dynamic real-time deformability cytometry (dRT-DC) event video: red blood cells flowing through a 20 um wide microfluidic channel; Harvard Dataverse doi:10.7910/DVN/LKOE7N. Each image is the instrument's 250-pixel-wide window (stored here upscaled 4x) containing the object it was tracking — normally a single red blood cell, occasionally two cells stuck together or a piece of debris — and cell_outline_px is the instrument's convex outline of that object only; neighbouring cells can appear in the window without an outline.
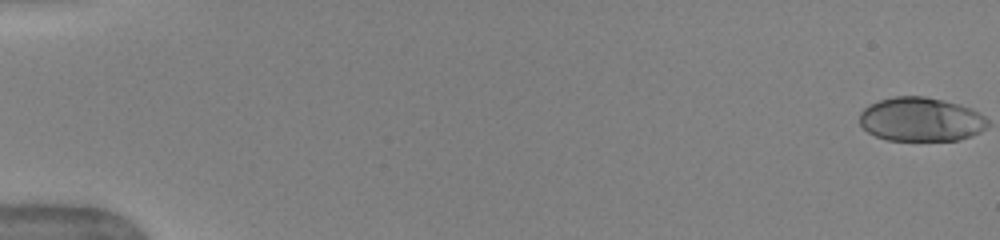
{"species": "human", "species_latin": "Homo sapiens", "temperature_condition": "warm", "stored_images_in_passage": 52, "camera_frame_rate_fps": 3000, "um_per_image_px": 0.085, "donor": {"sex": "female"}, "frame": {"image": 1, "passage_image": 1, "time_ms": 0.0, "image_size_px": [1000, 240], "cell_outline_px": [[968, 132], [964, 136], [952, 140], [892, 140], [880, 136], [864, 128], [860, 120], [860, 116], [872, 104], [884, 100], [904, 96], [916, 96], [936, 100], [948, 104]], "centroid_in_image_um": [77.6, 10.18], "position_along_channel_um": 7.4, "area_um2": 26.41}}
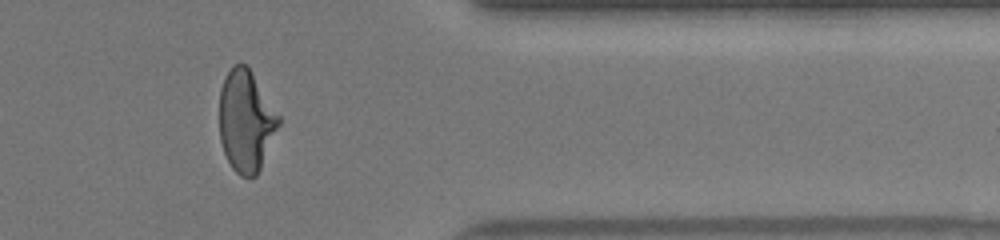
{"frame": {"image": 2, "passage_image": 44, "time_ms": 14.333, "image_size_px": [1000, 240], "cell_outline_px": [[280, 120], [260, 164], [256, 172], [252, 176], [244, 176], [236, 172], [228, 160], [224, 152], [220, 136], [220, 92], [224, 80], [228, 72], [236, 64], [244, 64], [248, 68]], "centroid_in_image_um": [20.84, 10.27], "position_along_channel_um": 390.6, "area_um2": 32.95}}
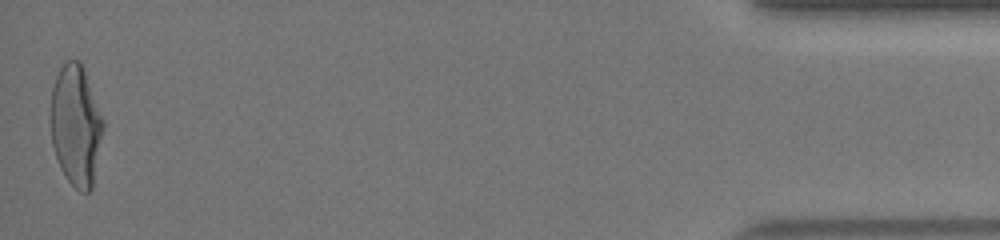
{"frame": {"image": 3, "passage_image": 52, "time_ms": 17.0, "image_size_px": [1000, 240], "cell_outline_px": [[100, 132], [92, 184], [88, 192], [68, 176], [64, 172], [60, 164], [52, 140], [52, 92], [56, 80], [60, 72], [64, 68], [76, 60], [80, 64], [100, 120]], "centroid_in_image_um": [6.39, 10.67], "position_along_channel_um": 428.8, "area_um2": 32.48}, "authors_computed_cell_mechanics": {"area_um2": 30.6629, "velocity_mm_per_s": 3.9827, "shape_relaxation_time_tau1_ms": 3.7538, "shape_relaxation_time_tau2_ms": null, "deformation_change_tau1": 0.2202, "deformation_change_tau2": null}}